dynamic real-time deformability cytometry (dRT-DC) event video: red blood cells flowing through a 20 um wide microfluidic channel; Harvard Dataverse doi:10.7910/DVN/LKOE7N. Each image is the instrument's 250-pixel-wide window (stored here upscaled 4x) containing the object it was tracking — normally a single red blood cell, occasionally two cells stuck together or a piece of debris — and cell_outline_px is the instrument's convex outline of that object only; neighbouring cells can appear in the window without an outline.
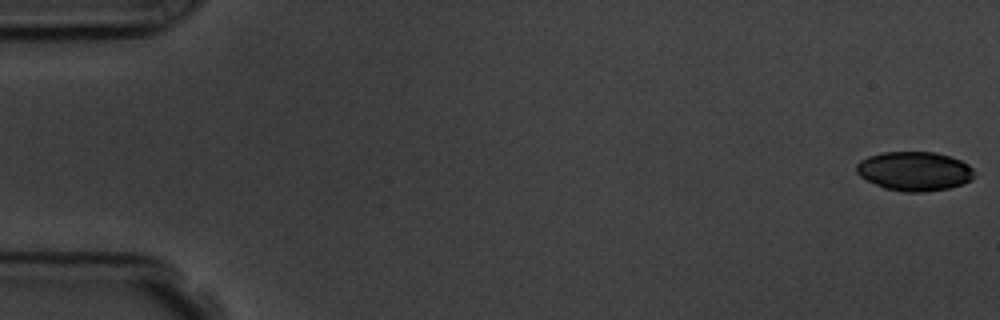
{"species": "common noctule bat (a hibernating species)", "species_latin": "Nyctalus noctula", "temperature_condition": "room temperature", "stored_images_in_passage": 8, "camera_frame_rate_fps": 3000, "um_per_image_px": 0.085, "animal": {"sex": "male", "body_mass_g": 19.5, "forearm_length_mm": 54.6}, "frame": {"image": 1, "passage_image": 1, "time_ms": 0.0, "image_size_px": [1000, 320], "cell_outline_px": [[972, 180], [948, 188], [924, 192], [904, 192], [884, 188], [860, 176], [856, 172], [856, 164], [860, 160], [868, 156], [880, 152], [936, 152], [960, 160], [968, 164], [972, 168]], "centroid_in_image_um": [77.69, 14.54], "position_along_channel_um": 7.3, "area_um2": 26.76}}
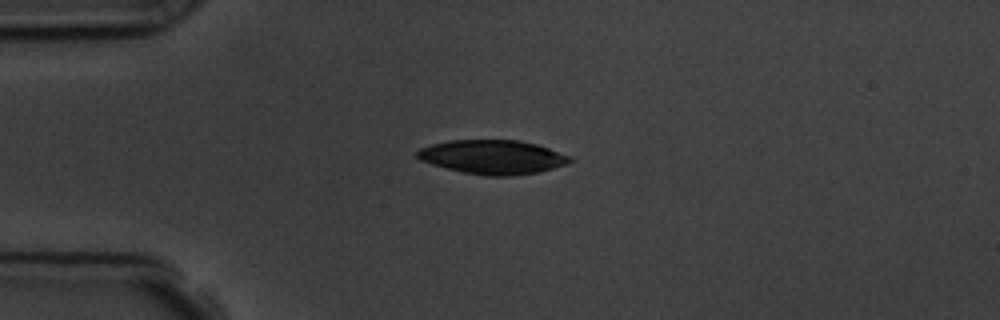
{"frame": {"image": 2, "passage_image": 4, "time_ms": 4.333, "image_size_px": [1000, 320], "cell_outline_px": [[576, 160], [552, 168], [536, 172], [512, 176], [484, 176], [464, 172], [432, 164], [420, 160], [416, 156], [416, 152], [420, 148], [432, 144], [452, 140], [520, 140], [536, 144], [572, 156]], "centroid_in_image_um": [41.89, 13.34], "position_along_channel_um": 43.1, "area_um2": 30.17}}